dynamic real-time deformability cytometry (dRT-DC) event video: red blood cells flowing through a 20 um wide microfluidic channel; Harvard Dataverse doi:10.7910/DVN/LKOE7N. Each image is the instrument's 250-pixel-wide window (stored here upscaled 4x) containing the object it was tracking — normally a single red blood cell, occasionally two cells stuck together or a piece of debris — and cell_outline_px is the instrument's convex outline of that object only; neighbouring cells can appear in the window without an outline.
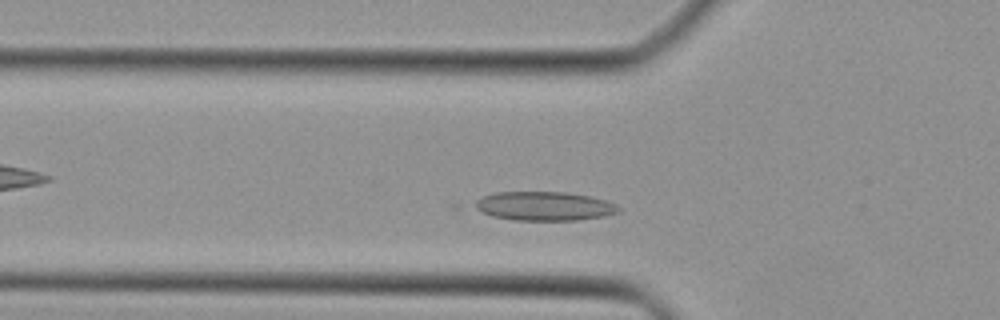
{"species": "Egyptian fruit bat (a non-hibernating species)", "species_latin": "Rousettus aegyptiacus", "temperature_condition": "cold", "stored_images_in_passage": 21, "camera_frame_rate_fps": 3000, "um_per_image_px": 0.085, "animal": {"sex": "female"}, "frame": {"image": 1, "passage_image": 5, "time_ms": 1.333, "image_size_px": [1000, 320], "cell_outline_px": [[620, 212], [604, 216], [576, 220], [516, 220], [492, 216], [468, 204], [484, 196], [496, 192], [564, 192], [588, 196], [604, 200], [616, 204], [620, 208]], "centroid_in_image_um": [46.24, 17.52], "position_along_channel_um": 79.6, "area_um2": 24.16}}
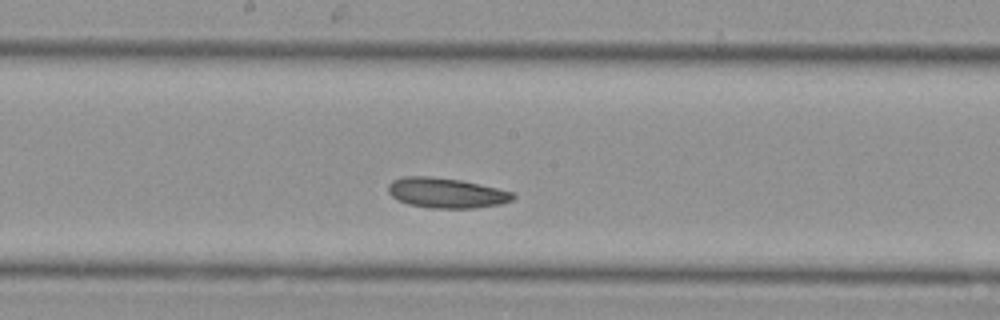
{"frame": {"image": 2, "passage_image": 14, "time_ms": 4.333, "image_size_px": [1000, 320], "cell_outline_px": [[516, 196], [512, 200], [500, 204], [476, 208], [428, 208], [408, 204], [396, 200], [388, 192], [388, 184], [392, 180], [404, 176], [428, 176], [460, 180], [516, 192]], "centroid_in_image_um": [37.93, 16.4], "position_along_channel_um": 210.3, "area_um2": 22.08}}
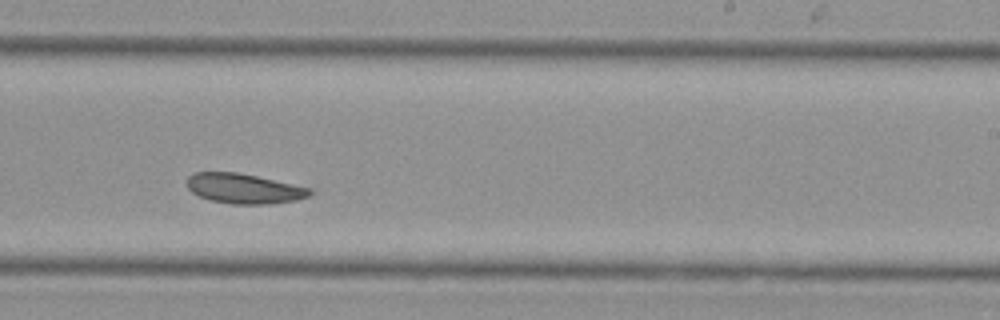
{"frame": {"image": 3, "passage_image": 18, "time_ms": 5.667, "image_size_px": [1000, 320], "cell_outline_px": [[312, 192], [308, 196], [296, 200], [268, 204], [232, 204], [208, 200], [192, 192], [188, 188], [188, 176], [196, 172], [236, 172], [256, 176], [312, 188]], "centroid_in_image_um": [20.74, 16.03], "position_along_channel_um": 268.3, "area_um2": 21.33}}